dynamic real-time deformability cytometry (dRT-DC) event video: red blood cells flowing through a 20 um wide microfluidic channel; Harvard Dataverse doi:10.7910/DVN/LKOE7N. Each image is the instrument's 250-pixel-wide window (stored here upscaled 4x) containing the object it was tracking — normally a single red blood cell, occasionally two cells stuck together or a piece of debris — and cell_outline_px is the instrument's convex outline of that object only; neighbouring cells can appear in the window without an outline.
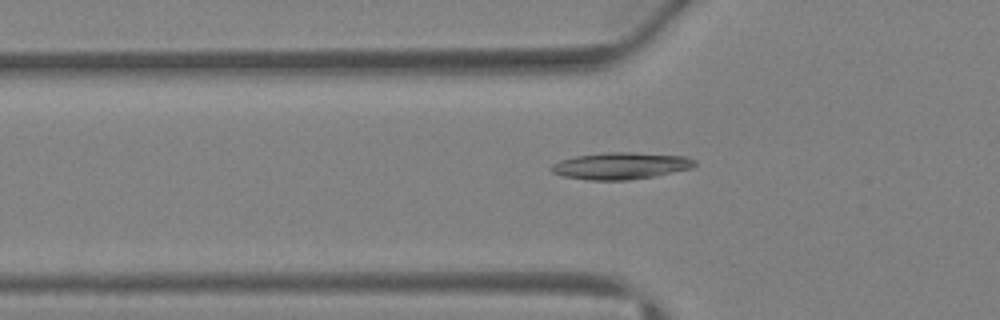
{"species": "Egyptian fruit bat (a non-hibernating species)", "species_latin": "Rousettus aegyptiacus", "temperature_condition": "warm", "stored_images_in_passage": 37, "camera_frame_rate_fps": 3000, "um_per_image_px": 0.085, "animal": {"sex": "female"}, "frame": {"image": 1, "passage_image": 9, "time_ms": 2.667, "image_size_px": [1000, 320], "cell_outline_px": [[696, 164], [692, 168], [652, 176], [628, 180], [588, 180], [564, 176], [552, 172], [548, 168], [552, 164], [560, 160], [576, 156], [608, 152], [632, 152], [684, 156], [696, 160]], "centroid_in_image_um": [52.73, 14.09], "position_along_channel_um": 73.1, "area_um2": 22.31}}
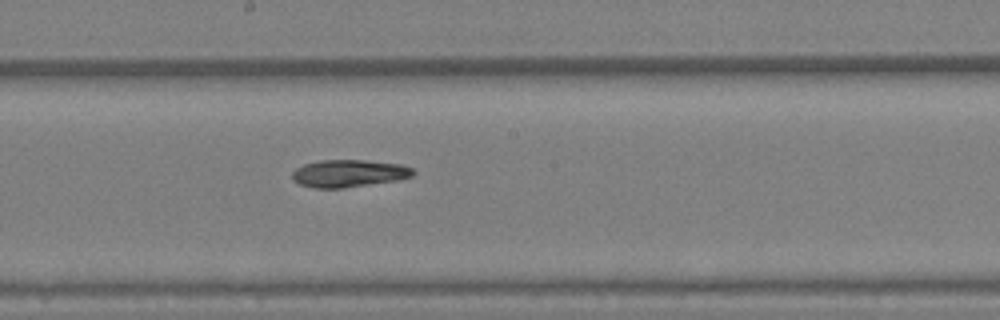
{"frame": {"image": 2, "passage_image": 18, "time_ms": 5.667, "image_size_px": [1000, 320], "cell_outline_px": [[416, 172], [412, 176], [400, 180], [344, 188], [312, 188], [300, 184], [292, 180], [292, 172], [296, 168], [304, 164], [320, 160], [364, 160], [400, 164], [412, 168]], "centroid_in_image_um": [29.65, 14.74], "position_along_channel_um": 218.6, "area_um2": 19.48}}
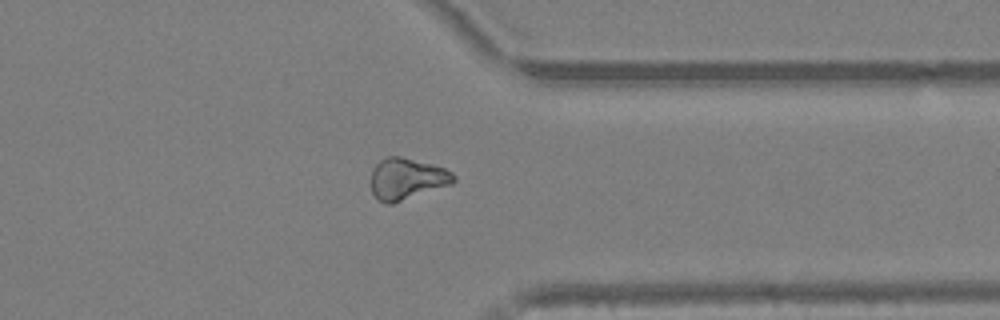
{"frame": {"image": 3, "passage_image": 28, "time_ms": 9.0, "image_size_px": [1000, 320], "cell_outline_px": [[456, 180], [452, 184], [392, 204], [384, 204], [376, 200], [372, 192], [372, 168], [380, 160], [388, 156], [400, 156], [432, 164], [444, 168], [452, 172], [456, 176]], "centroid_in_image_um": [34.58, 15.21], "position_along_channel_um": 376.8, "area_um2": 20.11}}